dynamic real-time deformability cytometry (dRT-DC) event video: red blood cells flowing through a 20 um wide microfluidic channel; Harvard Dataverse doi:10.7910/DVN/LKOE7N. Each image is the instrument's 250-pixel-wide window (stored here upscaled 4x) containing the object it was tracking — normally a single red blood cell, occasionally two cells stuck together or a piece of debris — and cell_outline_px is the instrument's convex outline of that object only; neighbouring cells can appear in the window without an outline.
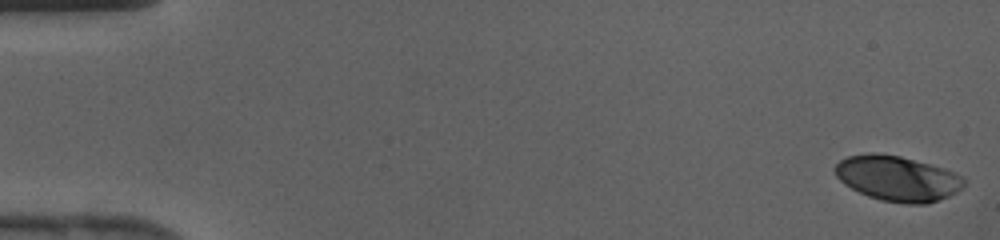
{"species": "human", "species_latin": "Homo sapiens", "temperature_condition": "cold", "stored_images_in_passage": 6, "camera_frame_rate_fps": 3000, "um_per_image_px": 0.085, "donor": {"sex": "female"}, "frame": {"image": 1, "passage_image": 1, "time_ms": 0.0, "image_size_px": [1000, 240], "cell_outline_px": [[964, 184], [956, 192], [948, 196], [928, 204], [908, 204], [880, 200], [868, 196], [844, 184], [836, 176], [832, 168], [840, 160], [848, 156], [868, 152], [872, 152], [900, 156], [944, 168], [964, 176]], "centroid_in_image_um": [76.26, 15.16], "position_along_channel_um": 8.7, "area_um2": 34.04}}